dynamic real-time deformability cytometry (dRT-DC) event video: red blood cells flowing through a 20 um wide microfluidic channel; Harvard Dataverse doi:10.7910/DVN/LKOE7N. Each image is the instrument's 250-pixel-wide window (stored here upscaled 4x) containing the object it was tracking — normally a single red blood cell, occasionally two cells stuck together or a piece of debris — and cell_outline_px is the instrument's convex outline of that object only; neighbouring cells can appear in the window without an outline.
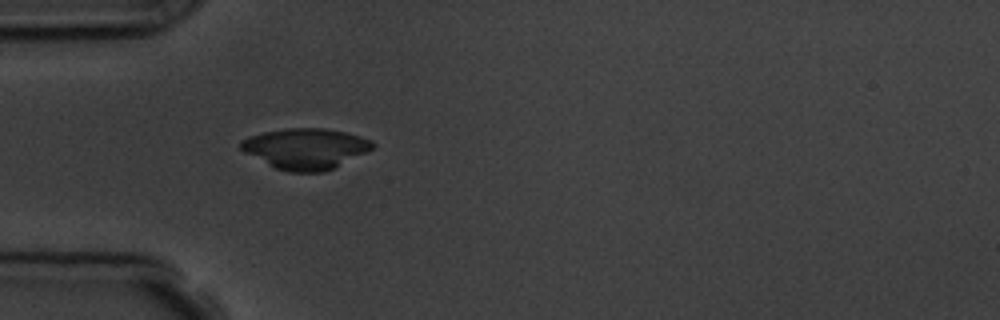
{"species": "common noctule bat (a hibernating species)", "species_latin": "Nyctalus noctula", "temperature_condition": "room temperature", "stored_images_in_passage": 2, "camera_frame_rate_fps": 3000, "um_per_image_px": 0.085, "animal": {"sex": "male", "body_mass_g": 19.5, "forearm_length_mm": 54.6}, "frame": {"image": 1, "passage_image": 2, "time_ms": 1.333, "image_size_px": [1000, 320], "cell_outline_px": [[376, 144], [372, 148], [324, 172], [288, 172], [276, 168], [244, 152], [240, 148], [240, 140], [248, 136], [264, 132], [288, 128], [324, 128], [344, 132], [360, 136], [372, 140]], "centroid_in_image_um": [25.93, 12.62], "position_along_channel_um": 59.1, "area_um2": 30.87}}